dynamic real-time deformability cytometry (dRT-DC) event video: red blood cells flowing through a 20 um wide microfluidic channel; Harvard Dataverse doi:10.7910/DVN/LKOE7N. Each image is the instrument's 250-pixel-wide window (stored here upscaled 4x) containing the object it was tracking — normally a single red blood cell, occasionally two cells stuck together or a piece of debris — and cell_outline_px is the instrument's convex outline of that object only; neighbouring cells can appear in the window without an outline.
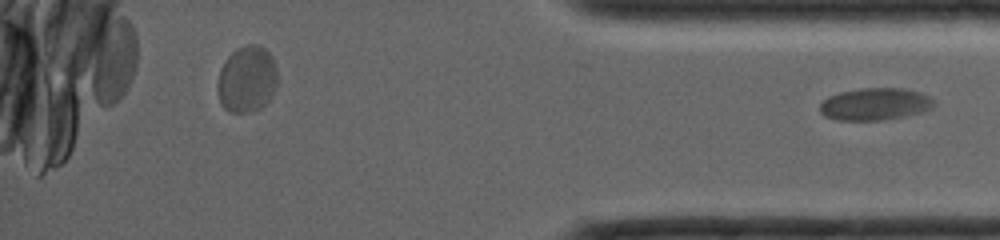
{"species": "common noctule bat (a hibernating species)", "species_latin": "Nyctalus noctula", "temperature_condition": "room temperature", "stored_images_in_passage": 28, "segment_of_instrument_passage": [2, 2], "camera_frame_rate_fps": 4000, "um_per_image_px": 0.085, "animal": {"sex": "female", "body_mass_g": 19.0, "forearm_length_mm": 56.7}, "frame": {"image": 1, "passage_image": 28, "time_ms": 9.75, "image_size_px": [1000, 240], "cell_outline_px": [[936, 104], [932, 108], [920, 112], [904, 116], [884, 120], [836, 120], [824, 116], [820, 112], [820, 104], [828, 96], [840, 92], [860, 88], [900, 88], [920, 92], [928, 96]], "centroid_in_image_um": [74.35, 8.85], "position_along_channel_um": 360.8, "area_um2": 21.39}}